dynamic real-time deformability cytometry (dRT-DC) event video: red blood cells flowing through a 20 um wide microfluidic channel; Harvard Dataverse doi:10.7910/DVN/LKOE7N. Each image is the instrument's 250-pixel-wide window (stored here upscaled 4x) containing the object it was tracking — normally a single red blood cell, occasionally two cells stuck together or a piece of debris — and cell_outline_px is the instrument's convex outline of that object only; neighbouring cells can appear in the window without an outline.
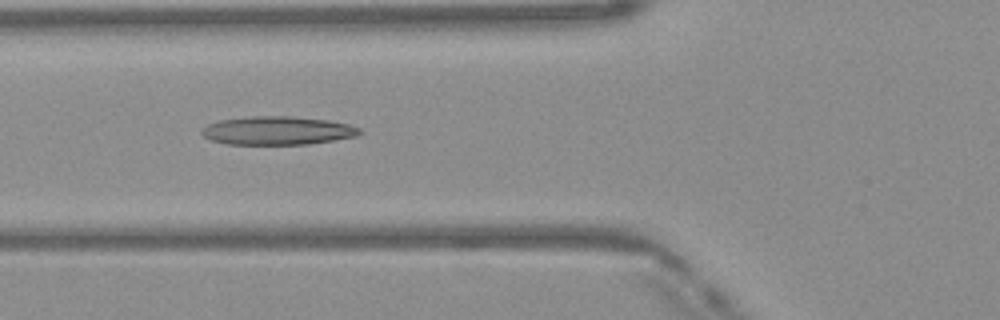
{"species": "Egyptian fruit bat (a non-hibernating species)", "species_latin": "Rousettus aegyptiacus", "temperature_condition": "warm", "stored_images_in_passage": 34, "camera_frame_rate_fps": 3000, "um_per_image_px": 0.085, "frame": {"image": 1, "passage_image": 4, "time_ms": 1.0, "image_size_px": [1000, 320], "cell_outline_px": [[364, 132], [356, 136], [308, 144], [228, 144], [212, 140], [204, 136], [200, 132], [208, 124], [220, 120], [248, 116], [288, 116], [328, 120], [348, 124], [360, 128]], "centroid_in_image_um": [23.6, 11.09], "position_along_channel_um": 102.2, "area_um2": 26.01}}
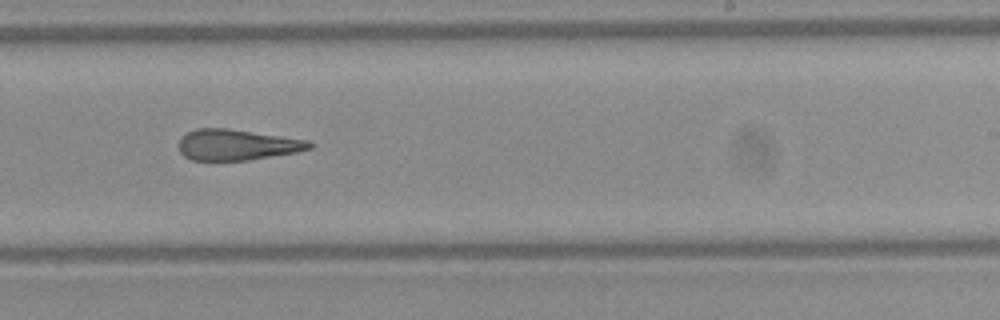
{"frame": {"image": 2, "passage_image": 16, "time_ms": 5.0, "image_size_px": [1000, 320], "cell_outline_px": [[316, 144], [312, 148], [296, 152], [248, 160], [192, 160], [184, 156], [180, 152], [180, 140], [188, 132], [196, 128], [228, 128], [308, 140]], "centroid_in_image_um": [20.17, 12.3], "position_along_channel_um": 268.8, "area_um2": 23.35}}
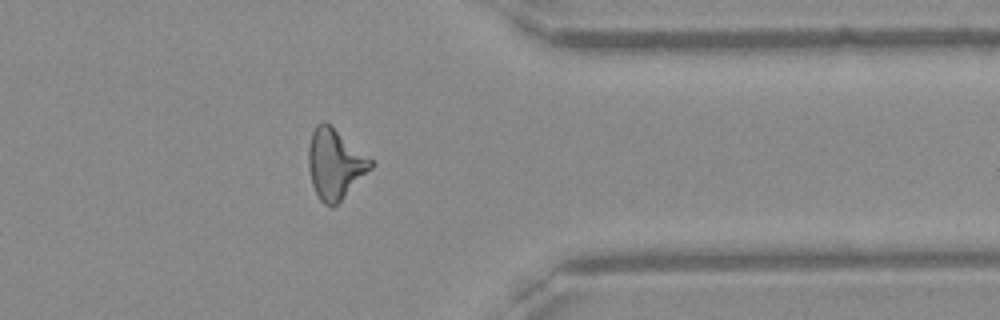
{"frame": {"image": 3, "passage_image": 25, "time_ms": 8.0, "image_size_px": [1000, 320], "cell_outline_px": [[376, 164], [332, 208], [324, 204], [320, 200], [312, 184], [308, 168], [308, 148], [312, 132], [316, 124], [324, 120], [332, 124], [372, 160]], "centroid_in_image_um": [28.46, 13.89], "position_along_channel_um": 382.9, "area_um2": 25.49}, "authors_computed_cell_mechanics": {"area_um2": 24.6228, "velocity_mm_per_s": 4.1547, "shape_relaxation_time_tau1_ms": null, "shape_relaxation_time_tau2_ms": 4.065, "deformation_change_tau1": null, "deformation_change_tau2": 0.1819}}